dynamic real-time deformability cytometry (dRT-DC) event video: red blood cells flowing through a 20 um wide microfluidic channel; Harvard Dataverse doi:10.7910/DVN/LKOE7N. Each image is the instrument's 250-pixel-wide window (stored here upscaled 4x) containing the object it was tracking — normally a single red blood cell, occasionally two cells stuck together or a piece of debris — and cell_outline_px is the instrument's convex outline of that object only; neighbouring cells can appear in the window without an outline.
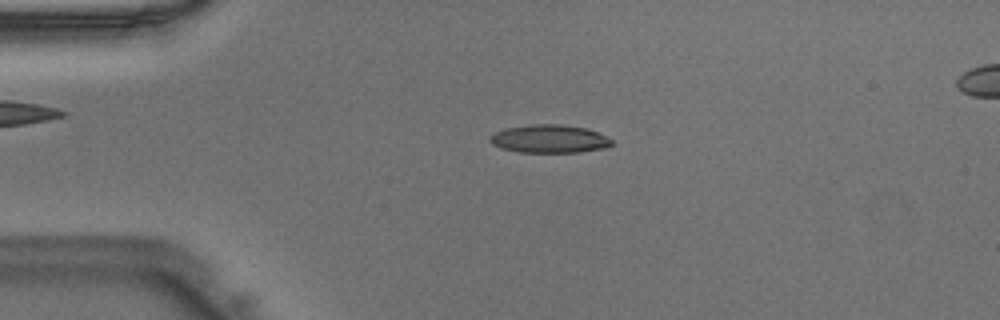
{"species": "Egyptian fruit bat (a non-hibernating species)", "species_latin": "Rousettus aegyptiacus", "temperature_condition": "warm", "stored_images_in_passage": 47, "camera_frame_rate_fps": 3000, "um_per_image_px": 0.085, "animal": {"sex": "male"}, "frame": {"image": 1, "passage_image": 11, "time_ms": 3.333, "image_size_px": [1000, 320], "cell_outline_px": [[612, 144], [604, 148], [580, 152], [520, 152], [500, 148], [492, 144], [488, 140], [488, 136], [504, 128], [528, 124], [560, 124], [584, 128], [608, 136], [612, 140]], "centroid_in_image_um": [46.65, 11.8], "position_along_channel_um": 38.3, "area_um2": 20.06}}
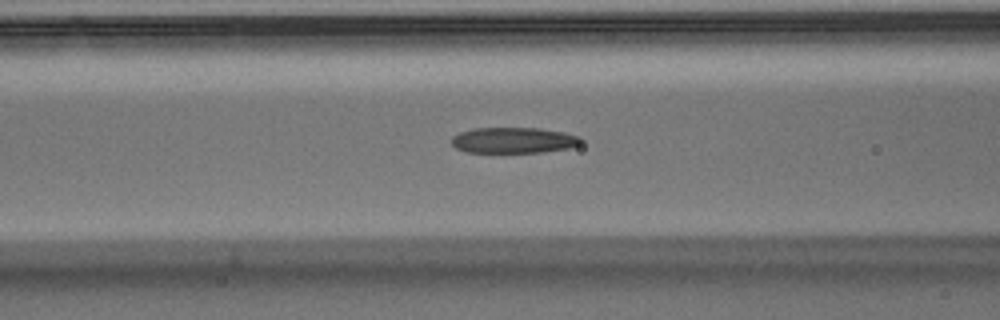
{"frame": {"image": 2, "passage_image": 19, "time_ms": 6.0, "image_size_px": [1000, 320], "cell_outline_px": [[584, 140], [580, 144], [568, 148], [544, 152], [468, 152], [456, 148], [452, 144], [452, 136], [460, 132], [472, 128], [540, 128], [564, 132], [580, 136]], "centroid_in_image_um": [43.68, 11.91], "position_along_channel_um": 122.9, "area_um2": 19.54}}
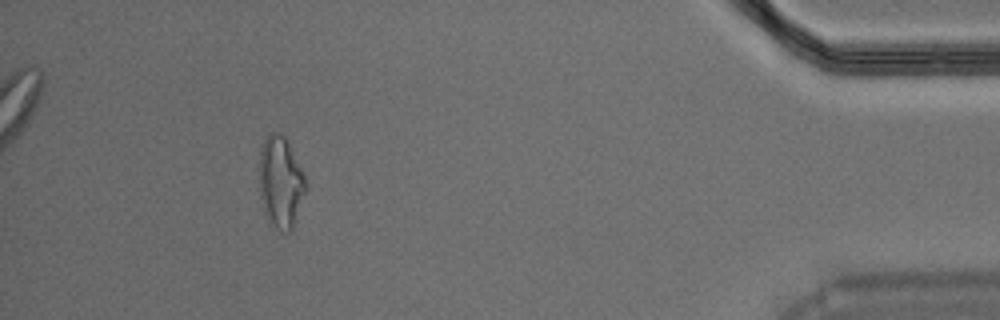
{"frame": {"image": 3, "passage_image": 43, "time_ms": 14.0, "image_size_px": [1000, 320], "cell_outline_px": [[308, 188], [292, 228], [288, 232], [284, 232], [276, 228], [264, 212], [260, 196], [260, 148], [264, 140], [272, 132], [280, 132], [288, 140], [304, 176]], "centroid_in_image_um": [23.87, 15.46], "position_along_channel_um": 411.3, "area_um2": 24.62}}